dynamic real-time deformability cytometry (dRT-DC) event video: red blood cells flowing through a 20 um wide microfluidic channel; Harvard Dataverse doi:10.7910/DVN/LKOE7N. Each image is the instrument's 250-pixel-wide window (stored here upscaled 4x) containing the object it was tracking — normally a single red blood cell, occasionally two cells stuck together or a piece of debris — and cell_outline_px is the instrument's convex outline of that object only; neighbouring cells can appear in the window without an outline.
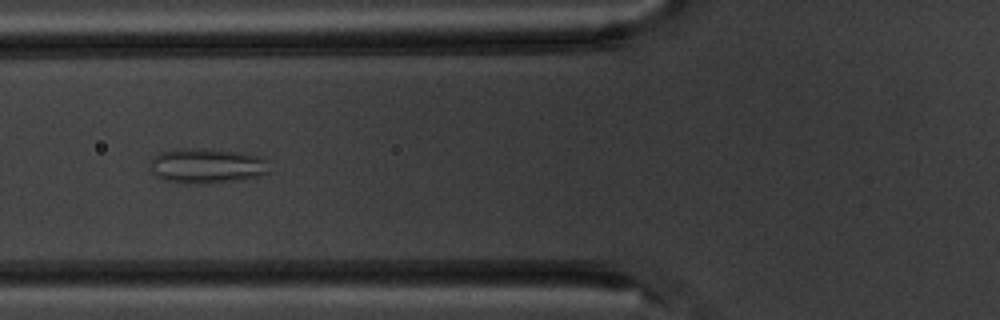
{"species": "common noctule bat (a hibernating species)", "species_latin": "Nyctalus noctula", "temperature_condition": "warm", "stored_images_in_passage": 10, "camera_frame_rate_fps": 3000, "um_per_image_px": 0.085, "animal": {"sex": "male", "body_mass_g": 20.1, "forearm_length_mm": 53.5}, "frame": {"image": 1, "passage_image": 5, "time_ms": 4.667, "image_size_px": [1000, 320], "cell_outline_px": [[268, 172], [260, 176], [212, 184], [184, 184], [164, 180], [156, 176], [148, 168], [152, 160], [160, 152], [176, 148], [212, 148], [260, 156], [268, 160]], "centroid_in_image_um": [17.55, 14.1], "position_along_channel_um": 108.2, "area_um2": 24.8}}
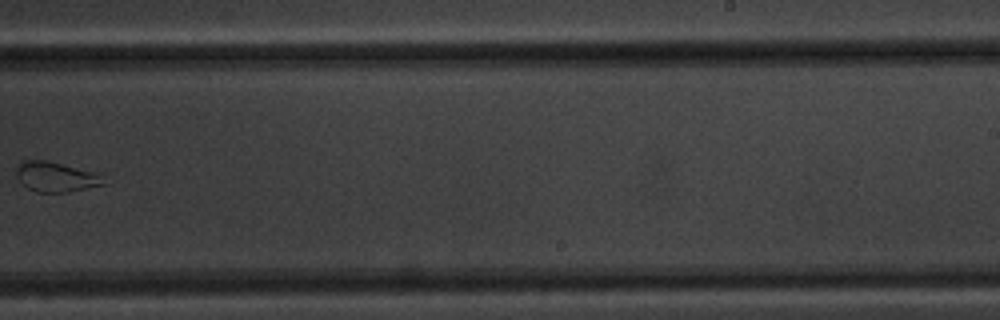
{"frame": {"image": 2, "passage_image": 9, "time_ms": 9.333, "image_size_px": [1000, 320], "cell_outline_px": [[108, 184], [68, 192], [36, 192], [28, 188], [16, 176], [16, 168], [20, 160], [44, 160], [96, 172]], "centroid_in_image_um": [4.74, 15.03], "position_along_channel_um": 284.3, "area_um2": 15.2}}
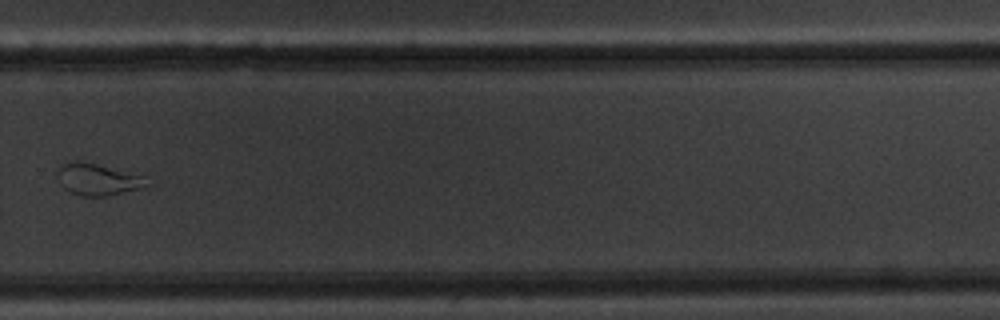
{"frame": {"image": 3, "passage_image": 10, "time_ms": 10.333, "image_size_px": [1000, 320], "cell_outline_px": [[152, 184], [140, 188], [108, 196], [80, 196], [64, 188], [60, 184], [60, 164], [76, 160], [84, 160], [148, 176]], "centroid_in_image_um": [8.41, 15.23], "position_along_channel_um": 321.4, "area_um2": 16.88}}